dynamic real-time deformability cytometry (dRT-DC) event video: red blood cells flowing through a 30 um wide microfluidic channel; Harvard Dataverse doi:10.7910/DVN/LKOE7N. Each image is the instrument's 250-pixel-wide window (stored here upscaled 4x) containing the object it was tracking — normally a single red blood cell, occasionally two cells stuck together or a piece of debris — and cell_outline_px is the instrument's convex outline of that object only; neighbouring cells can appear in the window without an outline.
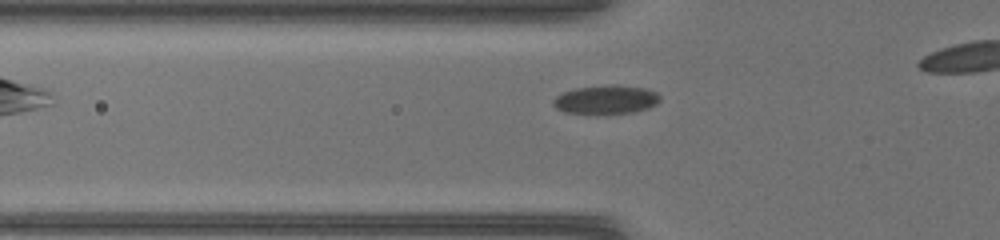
{"species": "common noctule bat (a hibernating species)", "species_latin": "Nyctalus noctula", "temperature_condition": "warm", "stored_images_in_passage": 31, "camera_frame_rate_fps": 3000, "um_per_image_px": 0.085, "animal": {"sex": "female", "body_mass_g": 17.0, "forearm_length_mm": 48.0}, "frame": {"image": 1, "passage_image": 7, "time_ms": 2.0, "image_size_px": [1000, 240], "cell_outline_px": [[660, 100], [656, 104], [648, 108], [632, 112], [564, 112], [556, 108], [552, 104], [552, 100], [556, 96], [564, 92], [576, 88], [608, 84], [616, 84], [644, 88], [656, 92], [660, 96]], "centroid_in_image_um": [51.51, 8.43], "position_along_channel_um": 74.3, "area_um2": 17.51}}
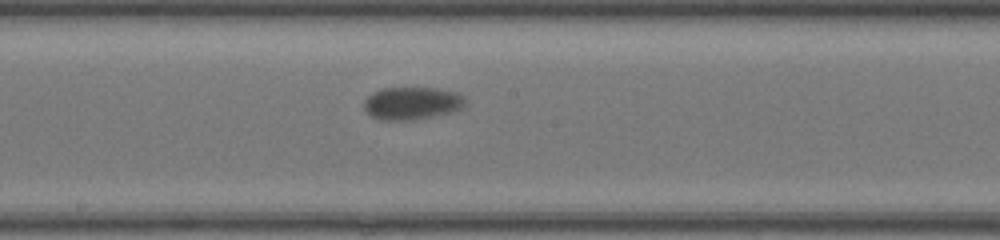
{"frame": {"image": 2, "passage_image": 17, "time_ms": 5.333, "image_size_px": [1000, 240], "cell_outline_px": [[464, 104], [460, 108], [448, 112], [428, 116], [400, 120], [380, 120], [372, 116], [364, 108], [364, 100], [372, 92], [384, 88], [436, 88], [456, 92], [464, 96]], "centroid_in_image_um": [34.96, 8.75], "position_along_channel_um": 213.2, "area_um2": 18.73}}
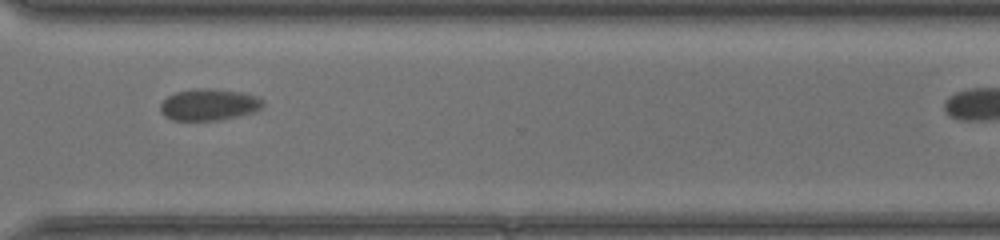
{"frame": {"image": 3, "passage_image": 27, "time_ms": 8.667, "image_size_px": [1000, 240], "cell_outline_px": [[264, 108], [256, 112], [220, 120], [172, 120], [164, 116], [160, 112], [160, 104], [168, 96], [176, 92], [196, 88], [208, 88], [244, 92], [260, 96], [264, 100]], "centroid_in_image_um": [17.82, 8.89], "position_along_channel_um": 352.8, "area_um2": 19.31}}